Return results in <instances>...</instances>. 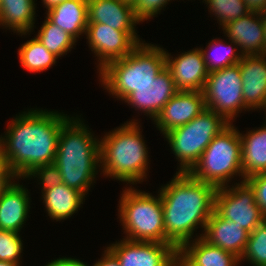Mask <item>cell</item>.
I'll return each instance as SVG.
<instances>
[{"label":"cell","mask_w":266,"mask_h":266,"mask_svg":"<svg viewBox=\"0 0 266 266\" xmlns=\"http://www.w3.org/2000/svg\"><path fill=\"white\" fill-rule=\"evenodd\" d=\"M69 118L58 111L31 109L11 120L1 136L3 157L18 179L54 163L61 127Z\"/></svg>","instance_id":"6da1fadb"},{"label":"cell","mask_w":266,"mask_h":266,"mask_svg":"<svg viewBox=\"0 0 266 266\" xmlns=\"http://www.w3.org/2000/svg\"><path fill=\"white\" fill-rule=\"evenodd\" d=\"M173 179L160 188L166 237L179 249L193 239L198 225L205 230L214 212L217 188L198 181L188 173H175Z\"/></svg>","instance_id":"7a4b0ae2"},{"label":"cell","mask_w":266,"mask_h":266,"mask_svg":"<svg viewBox=\"0 0 266 266\" xmlns=\"http://www.w3.org/2000/svg\"><path fill=\"white\" fill-rule=\"evenodd\" d=\"M88 129L82 119L70 117L61 127L54 161L63 183L84 196L101 166L100 141Z\"/></svg>","instance_id":"3957f363"},{"label":"cell","mask_w":266,"mask_h":266,"mask_svg":"<svg viewBox=\"0 0 266 266\" xmlns=\"http://www.w3.org/2000/svg\"><path fill=\"white\" fill-rule=\"evenodd\" d=\"M136 121H128L100 139L103 175L133 185L147 178L149 165L148 148Z\"/></svg>","instance_id":"277c9868"},{"label":"cell","mask_w":266,"mask_h":266,"mask_svg":"<svg viewBox=\"0 0 266 266\" xmlns=\"http://www.w3.org/2000/svg\"><path fill=\"white\" fill-rule=\"evenodd\" d=\"M165 68V50L142 42L124 58L108 63L99 71V79L109 94L124 101L138 86L150 83Z\"/></svg>","instance_id":"5b68a950"},{"label":"cell","mask_w":266,"mask_h":266,"mask_svg":"<svg viewBox=\"0 0 266 266\" xmlns=\"http://www.w3.org/2000/svg\"><path fill=\"white\" fill-rule=\"evenodd\" d=\"M119 199V217L124 239L173 244L165 235L161 196L126 188Z\"/></svg>","instance_id":"8992f818"},{"label":"cell","mask_w":266,"mask_h":266,"mask_svg":"<svg viewBox=\"0 0 266 266\" xmlns=\"http://www.w3.org/2000/svg\"><path fill=\"white\" fill-rule=\"evenodd\" d=\"M188 174L216 188L228 186L234 175L243 178L239 130L229 123L210 142Z\"/></svg>","instance_id":"52a82bcc"},{"label":"cell","mask_w":266,"mask_h":266,"mask_svg":"<svg viewBox=\"0 0 266 266\" xmlns=\"http://www.w3.org/2000/svg\"><path fill=\"white\" fill-rule=\"evenodd\" d=\"M228 124L220 114L206 108L189 123L164 134L180 162L178 173H188L212 139Z\"/></svg>","instance_id":"ba28073f"},{"label":"cell","mask_w":266,"mask_h":266,"mask_svg":"<svg viewBox=\"0 0 266 266\" xmlns=\"http://www.w3.org/2000/svg\"><path fill=\"white\" fill-rule=\"evenodd\" d=\"M203 93L206 108L220 114L228 123H232L239 111L250 110L244 104L238 63L209 73Z\"/></svg>","instance_id":"9c48e42d"},{"label":"cell","mask_w":266,"mask_h":266,"mask_svg":"<svg viewBox=\"0 0 266 266\" xmlns=\"http://www.w3.org/2000/svg\"><path fill=\"white\" fill-rule=\"evenodd\" d=\"M214 211L249 233L266 219L255 201L254 190L246 181L238 182L231 188L229 185L217 188Z\"/></svg>","instance_id":"30bf717a"},{"label":"cell","mask_w":266,"mask_h":266,"mask_svg":"<svg viewBox=\"0 0 266 266\" xmlns=\"http://www.w3.org/2000/svg\"><path fill=\"white\" fill-rule=\"evenodd\" d=\"M107 249L118 259L120 266H173L178 250L174 244L131 241L124 238Z\"/></svg>","instance_id":"8fae6325"},{"label":"cell","mask_w":266,"mask_h":266,"mask_svg":"<svg viewBox=\"0 0 266 266\" xmlns=\"http://www.w3.org/2000/svg\"><path fill=\"white\" fill-rule=\"evenodd\" d=\"M91 51L98 57V72L111 61L124 58L138 43L123 30L98 22H88L85 34Z\"/></svg>","instance_id":"7c38bea8"},{"label":"cell","mask_w":266,"mask_h":266,"mask_svg":"<svg viewBox=\"0 0 266 266\" xmlns=\"http://www.w3.org/2000/svg\"><path fill=\"white\" fill-rule=\"evenodd\" d=\"M206 109L203 91H178L155 117L162 134L189 123Z\"/></svg>","instance_id":"4fadbf2b"},{"label":"cell","mask_w":266,"mask_h":266,"mask_svg":"<svg viewBox=\"0 0 266 266\" xmlns=\"http://www.w3.org/2000/svg\"><path fill=\"white\" fill-rule=\"evenodd\" d=\"M165 55L166 68L170 71L178 91L204 90L209 73L200 48H193L175 58L166 51Z\"/></svg>","instance_id":"5bb4252c"},{"label":"cell","mask_w":266,"mask_h":266,"mask_svg":"<svg viewBox=\"0 0 266 266\" xmlns=\"http://www.w3.org/2000/svg\"><path fill=\"white\" fill-rule=\"evenodd\" d=\"M177 92L171 73L165 68L153 81L138 86L124 101L154 120Z\"/></svg>","instance_id":"9a60e30c"},{"label":"cell","mask_w":266,"mask_h":266,"mask_svg":"<svg viewBox=\"0 0 266 266\" xmlns=\"http://www.w3.org/2000/svg\"><path fill=\"white\" fill-rule=\"evenodd\" d=\"M222 28L230 43L235 45V48L237 46L243 56L265 54L263 13L249 12L225 23Z\"/></svg>","instance_id":"2e32d148"},{"label":"cell","mask_w":266,"mask_h":266,"mask_svg":"<svg viewBox=\"0 0 266 266\" xmlns=\"http://www.w3.org/2000/svg\"><path fill=\"white\" fill-rule=\"evenodd\" d=\"M88 22H98L116 30L126 31L138 44L142 43L135 31L139 20L133 5L123 0H87Z\"/></svg>","instance_id":"e0dca14e"},{"label":"cell","mask_w":266,"mask_h":266,"mask_svg":"<svg viewBox=\"0 0 266 266\" xmlns=\"http://www.w3.org/2000/svg\"><path fill=\"white\" fill-rule=\"evenodd\" d=\"M238 64L244 104L250 110H262L266 104V54L244 55Z\"/></svg>","instance_id":"ac0fdd59"},{"label":"cell","mask_w":266,"mask_h":266,"mask_svg":"<svg viewBox=\"0 0 266 266\" xmlns=\"http://www.w3.org/2000/svg\"><path fill=\"white\" fill-rule=\"evenodd\" d=\"M210 245L222 248L241 259L249 237V232L233 221L225 220L215 211L206 223L204 233L200 234Z\"/></svg>","instance_id":"d6986e66"},{"label":"cell","mask_w":266,"mask_h":266,"mask_svg":"<svg viewBox=\"0 0 266 266\" xmlns=\"http://www.w3.org/2000/svg\"><path fill=\"white\" fill-rule=\"evenodd\" d=\"M28 189L13 183L0 197V230L19 233L30 209Z\"/></svg>","instance_id":"ffe728a7"},{"label":"cell","mask_w":266,"mask_h":266,"mask_svg":"<svg viewBox=\"0 0 266 266\" xmlns=\"http://www.w3.org/2000/svg\"><path fill=\"white\" fill-rule=\"evenodd\" d=\"M47 19L57 25L76 41L79 35L86 34L88 25L87 0H66L47 10Z\"/></svg>","instance_id":"44dd1931"},{"label":"cell","mask_w":266,"mask_h":266,"mask_svg":"<svg viewBox=\"0 0 266 266\" xmlns=\"http://www.w3.org/2000/svg\"><path fill=\"white\" fill-rule=\"evenodd\" d=\"M241 139V164L243 178L266 173V122L259 129L246 134L239 132Z\"/></svg>","instance_id":"7402d4cb"},{"label":"cell","mask_w":266,"mask_h":266,"mask_svg":"<svg viewBox=\"0 0 266 266\" xmlns=\"http://www.w3.org/2000/svg\"><path fill=\"white\" fill-rule=\"evenodd\" d=\"M178 250L194 266H238L240 263L234 254L210 245L202 237L184 243Z\"/></svg>","instance_id":"603a6c76"},{"label":"cell","mask_w":266,"mask_h":266,"mask_svg":"<svg viewBox=\"0 0 266 266\" xmlns=\"http://www.w3.org/2000/svg\"><path fill=\"white\" fill-rule=\"evenodd\" d=\"M43 203L50 219L56 221L71 217L83 204L85 196L62 183L42 193Z\"/></svg>","instance_id":"cb8c5ba5"},{"label":"cell","mask_w":266,"mask_h":266,"mask_svg":"<svg viewBox=\"0 0 266 266\" xmlns=\"http://www.w3.org/2000/svg\"><path fill=\"white\" fill-rule=\"evenodd\" d=\"M35 0H1L0 26L22 35L31 33L35 22Z\"/></svg>","instance_id":"d4e9b609"},{"label":"cell","mask_w":266,"mask_h":266,"mask_svg":"<svg viewBox=\"0 0 266 266\" xmlns=\"http://www.w3.org/2000/svg\"><path fill=\"white\" fill-rule=\"evenodd\" d=\"M18 55L21 65L30 73L48 70L58 59L36 37L22 44Z\"/></svg>","instance_id":"484cf974"},{"label":"cell","mask_w":266,"mask_h":266,"mask_svg":"<svg viewBox=\"0 0 266 266\" xmlns=\"http://www.w3.org/2000/svg\"><path fill=\"white\" fill-rule=\"evenodd\" d=\"M36 38L58 58L71 51L76 42L70 34L50 22L47 18L43 22Z\"/></svg>","instance_id":"4316f807"},{"label":"cell","mask_w":266,"mask_h":266,"mask_svg":"<svg viewBox=\"0 0 266 266\" xmlns=\"http://www.w3.org/2000/svg\"><path fill=\"white\" fill-rule=\"evenodd\" d=\"M207 48H205L206 50H203L202 48L200 49L208 73L218 71L228 66L237 64L241 61V58L243 57V55L240 54L241 52H235L237 51L235 48L231 47L230 44L226 45L220 39H212L208 44ZM209 51H212L216 54L213 53V56H211L212 53H209ZM217 51L220 53H217Z\"/></svg>","instance_id":"83f0119b"},{"label":"cell","mask_w":266,"mask_h":266,"mask_svg":"<svg viewBox=\"0 0 266 266\" xmlns=\"http://www.w3.org/2000/svg\"><path fill=\"white\" fill-rule=\"evenodd\" d=\"M244 260L253 266H266V219L249 233L240 263Z\"/></svg>","instance_id":"f1b7e54d"},{"label":"cell","mask_w":266,"mask_h":266,"mask_svg":"<svg viewBox=\"0 0 266 266\" xmlns=\"http://www.w3.org/2000/svg\"><path fill=\"white\" fill-rule=\"evenodd\" d=\"M210 13L217 17L221 26L245 16L250 11L244 0H204ZM212 11V12H211Z\"/></svg>","instance_id":"f546056e"},{"label":"cell","mask_w":266,"mask_h":266,"mask_svg":"<svg viewBox=\"0 0 266 266\" xmlns=\"http://www.w3.org/2000/svg\"><path fill=\"white\" fill-rule=\"evenodd\" d=\"M20 233L0 230V260L20 264L23 243Z\"/></svg>","instance_id":"4dcf8cb0"},{"label":"cell","mask_w":266,"mask_h":266,"mask_svg":"<svg viewBox=\"0 0 266 266\" xmlns=\"http://www.w3.org/2000/svg\"><path fill=\"white\" fill-rule=\"evenodd\" d=\"M32 176L40 179L41 182L39 183L42 184V193L45 190L63 183L61 173L54 163L38 166L29 172L24 178H32Z\"/></svg>","instance_id":"1f68e13d"},{"label":"cell","mask_w":266,"mask_h":266,"mask_svg":"<svg viewBox=\"0 0 266 266\" xmlns=\"http://www.w3.org/2000/svg\"><path fill=\"white\" fill-rule=\"evenodd\" d=\"M168 2H170V0H138L133 5L135 17L140 22L149 20L161 12L162 8H164Z\"/></svg>","instance_id":"d6a6232c"},{"label":"cell","mask_w":266,"mask_h":266,"mask_svg":"<svg viewBox=\"0 0 266 266\" xmlns=\"http://www.w3.org/2000/svg\"><path fill=\"white\" fill-rule=\"evenodd\" d=\"M245 181L254 190L255 201L266 218V173L253 175Z\"/></svg>","instance_id":"836d02e7"},{"label":"cell","mask_w":266,"mask_h":266,"mask_svg":"<svg viewBox=\"0 0 266 266\" xmlns=\"http://www.w3.org/2000/svg\"><path fill=\"white\" fill-rule=\"evenodd\" d=\"M14 178L18 180L15 173L11 170L7 163L4 162L0 166V197L14 183Z\"/></svg>","instance_id":"e575fe53"},{"label":"cell","mask_w":266,"mask_h":266,"mask_svg":"<svg viewBox=\"0 0 266 266\" xmlns=\"http://www.w3.org/2000/svg\"><path fill=\"white\" fill-rule=\"evenodd\" d=\"M45 266H88L87 263L85 264L84 262L80 261L79 259L75 258H58L55 259L54 261L52 260Z\"/></svg>","instance_id":"d590c367"},{"label":"cell","mask_w":266,"mask_h":266,"mask_svg":"<svg viewBox=\"0 0 266 266\" xmlns=\"http://www.w3.org/2000/svg\"><path fill=\"white\" fill-rule=\"evenodd\" d=\"M105 249L103 257L93 266H120L118 259L107 248ZM87 265L89 266V264Z\"/></svg>","instance_id":"8d00e7d4"},{"label":"cell","mask_w":266,"mask_h":266,"mask_svg":"<svg viewBox=\"0 0 266 266\" xmlns=\"http://www.w3.org/2000/svg\"><path fill=\"white\" fill-rule=\"evenodd\" d=\"M250 12H266V0H244Z\"/></svg>","instance_id":"74e56055"},{"label":"cell","mask_w":266,"mask_h":266,"mask_svg":"<svg viewBox=\"0 0 266 266\" xmlns=\"http://www.w3.org/2000/svg\"><path fill=\"white\" fill-rule=\"evenodd\" d=\"M173 266H194L179 250H177Z\"/></svg>","instance_id":"f35d334b"},{"label":"cell","mask_w":266,"mask_h":266,"mask_svg":"<svg viewBox=\"0 0 266 266\" xmlns=\"http://www.w3.org/2000/svg\"><path fill=\"white\" fill-rule=\"evenodd\" d=\"M64 1H66V0H42L43 5H45V8L47 10L53 8L56 5L63 3Z\"/></svg>","instance_id":"ab89813d"},{"label":"cell","mask_w":266,"mask_h":266,"mask_svg":"<svg viewBox=\"0 0 266 266\" xmlns=\"http://www.w3.org/2000/svg\"><path fill=\"white\" fill-rule=\"evenodd\" d=\"M5 162L4 157H3V144H2V139L0 137V166Z\"/></svg>","instance_id":"60d3db41"},{"label":"cell","mask_w":266,"mask_h":266,"mask_svg":"<svg viewBox=\"0 0 266 266\" xmlns=\"http://www.w3.org/2000/svg\"><path fill=\"white\" fill-rule=\"evenodd\" d=\"M264 39H265V54H266V12L263 13Z\"/></svg>","instance_id":"b9f144b4"},{"label":"cell","mask_w":266,"mask_h":266,"mask_svg":"<svg viewBox=\"0 0 266 266\" xmlns=\"http://www.w3.org/2000/svg\"><path fill=\"white\" fill-rule=\"evenodd\" d=\"M0 266H20L19 263H13L8 261H1L0 260Z\"/></svg>","instance_id":"7bdbcfd3"},{"label":"cell","mask_w":266,"mask_h":266,"mask_svg":"<svg viewBox=\"0 0 266 266\" xmlns=\"http://www.w3.org/2000/svg\"><path fill=\"white\" fill-rule=\"evenodd\" d=\"M123 1L134 5L138 0H123Z\"/></svg>","instance_id":"ee69618b"}]
</instances>
